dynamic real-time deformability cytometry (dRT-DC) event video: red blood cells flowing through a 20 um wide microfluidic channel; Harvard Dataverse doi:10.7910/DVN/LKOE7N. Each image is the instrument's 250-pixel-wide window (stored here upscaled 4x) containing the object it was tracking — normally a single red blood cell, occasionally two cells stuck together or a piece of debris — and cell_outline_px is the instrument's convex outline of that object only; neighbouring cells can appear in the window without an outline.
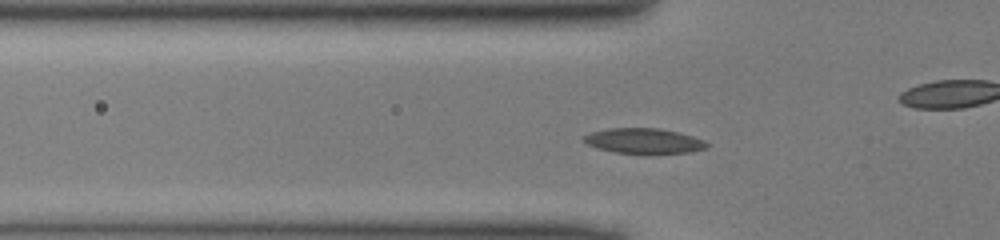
{"species": "common noctule bat (a hibernating species)", "species_latin": "Nyctalus noctula", "temperature_condition": "cold", "stored_images_in_passage": 47, "camera_frame_rate_fps": 3000, "um_per_image_px": 0.085, "animal": {"sex": "male", "body_mass_g": 13.0, "forearm_length_mm": 53.1}, "frame": {"image": 1, "passage_image": 13, "time_ms": 4.0, "image_size_px": [1000, 240], "cell_outline_px": [[708, 148], [692, 152], [652, 156], [648, 156], [616, 152], [596, 148], [588, 144], [584, 140], [584, 136], [592, 132], [608, 128], [660, 128], [692, 136], [704, 140], [708, 144]], "centroid_in_image_um": [54.78, 12.02], "position_along_channel_um": 71.0, "area_um2": 18.73}}
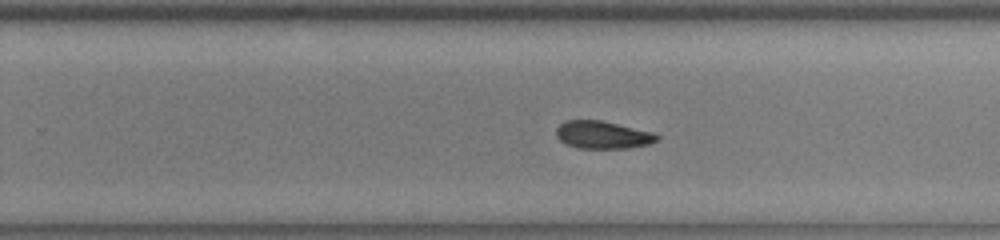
{"frame": {"image": 2, "passage_image": 28, "time_ms": 9.0, "image_size_px": [1000, 240], "cell_outline_px": [[660, 140], [648, 144], [628, 148], [580, 148], [564, 144], [556, 136], [556, 128], [564, 120], [600, 120], [656, 132], [660, 136]], "centroid_in_image_um": [51.25, 11.46], "position_along_channel_um": 278.5, "area_um2": 16.47}}
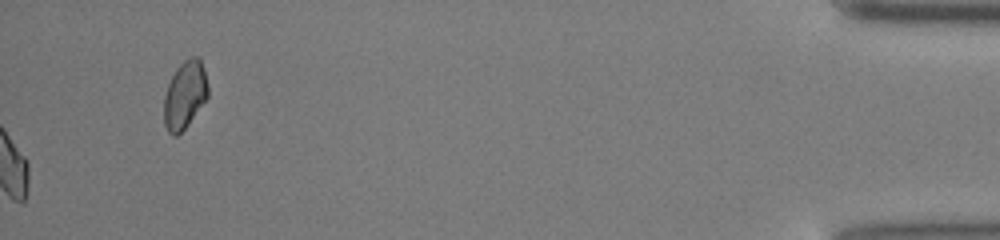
{"frame": {"image": 3, "passage_image": 47, "time_ms": 15.333, "image_size_px": [1000, 240], "cell_outline_px": [[208, 96], [188, 124], [176, 136], [172, 136], [168, 132], [164, 124], [164, 96], [168, 84], [176, 68], [188, 56], [200, 56], [204, 68], [208, 88]], "centroid_in_image_um": [15.71, 8.03], "position_along_channel_um": 419.5, "area_um2": 17.4}}